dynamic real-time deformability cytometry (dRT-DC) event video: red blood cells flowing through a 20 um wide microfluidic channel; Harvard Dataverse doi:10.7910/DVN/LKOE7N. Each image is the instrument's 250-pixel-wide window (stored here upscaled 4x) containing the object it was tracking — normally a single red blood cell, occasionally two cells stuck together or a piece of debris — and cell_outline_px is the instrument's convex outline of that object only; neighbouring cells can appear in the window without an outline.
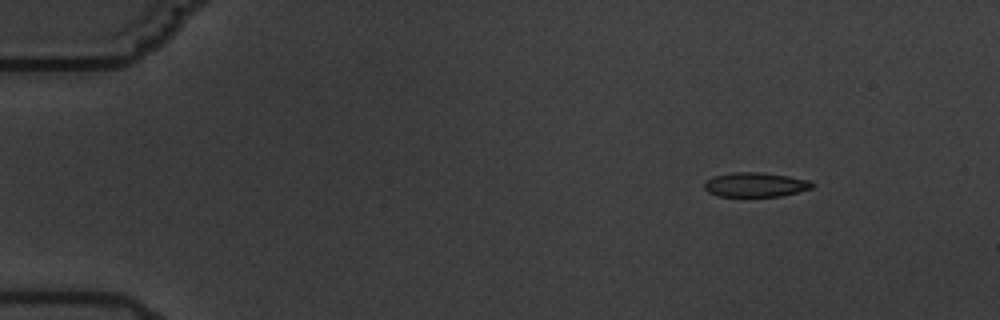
{"species": "common noctule bat (a hibernating species)", "species_latin": "Nyctalus noctula", "temperature_condition": "warm", "stored_images_in_passage": 6, "camera_frame_rate_fps": 3000, "um_per_image_px": 0.085, "animal": {"sex": "male", "body_mass_g": 19.5, "forearm_length_mm": 54.6}, "frame": {"image": 1, "passage_image": 3, "time_ms": 2.0, "image_size_px": [1000, 320], "cell_outline_px": [[816, 184], [812, 188], [780, 196], [716, 196], [708, 192], [704, 188], [704, 184], [712, 176], [732, 172], [760, 172], [788, 176], [812, 180]], "centroid_in_image_um": [64.22, 15.69], "position_along_channel_um": 20.8, "area_um2": 15.43}}
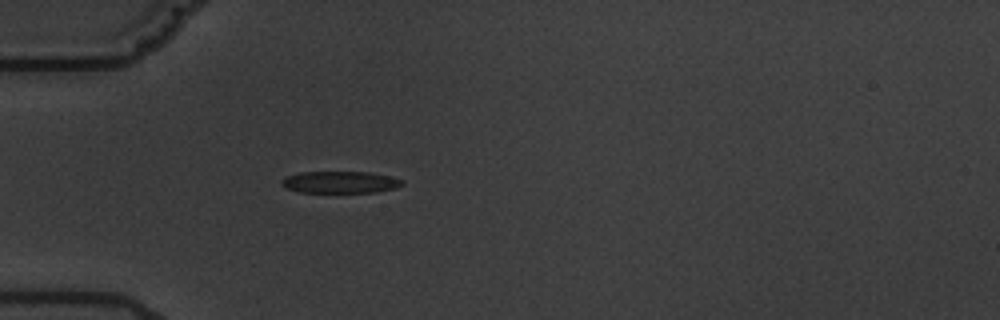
{"frame": {"image": 2, "passage_image": 6, "time_ms": 5.667, "image_size_px": [1000, 320], "cell_outline_px": [[404, 184], [396, 188], [376, 192], [296, 192], [284, 188], [280, 184], [280, 180], [284, 176], [300, 172], [368, 172], [388, 176], [404, 180]], "centroid_in_image_um": [28.85, 15.49], "position_along_channel_um": 56.2, "area_um2": 15.55}}